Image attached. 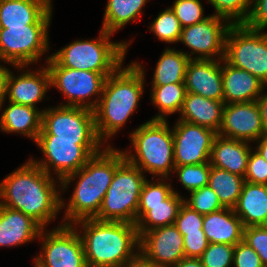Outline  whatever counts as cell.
<instances>
[{"label": "cell", "mask_w": 267, "mask_h": 267, "mask_svg": "<svg viewBox=\"0 0 267 267\" xmlns=\"http://www.w3.org/2000/svg\"><path fill=\"white\" fill-rule=\"evenodd\" d=\"M50 177L28 161L0 183V205L24 213L44 229L64 206Z\"/></svg>", "instance_id": "cell-1"}, {"label": "cell", "mask_w": 267, "mask_h": 267, "mask_svg": "<svg viewBox=\"0 0 267 267\" xmlns=\"http://www.w3.org/2000/svg\"><path fill=\"white\" fill-rule=\"evenodd\" d=\"M224 101L205 98L201 95L186 92L181 108V118L188 123L203 126L219 132L222 125Z\"/></svg>", "instance_id": "cell-25"}, {"label": "cell", "mask_w": 267, "mask_h": 267, "mask_svg": "<svg viewBox=\"0 0 267 267\" xmlns=\"http://www.w3.org/2000/svg\"><path fill=\"white\" fill-rule=\"evenodd\" d=\"M49 25L0 28V59L20 68L38 61L48 44Z\"/></svg>", "instance_id": "cell-10"}, {"label": "cell", "mask_w": 267, "mask_h": 267, "mask_svg": "<svg viewBox=\"0 0 267 267\" xmlns=\"http://www.w3.org/2000/svg\"><path fill=\"white\" fill-rule=\"evenodd\" d=\"M170 8L182 28L203 22L209 18V16L203 17V7L199 0H176Z\"/></svg>", "instance_id": "cell-38"}, {"label": "cell", "mask_w": 267, "mask_h": 267, "mask_svg": "<svg viewBox=\"0 0 267 267\" xmlns=\"http://www.w3.org/2000/svg\"><path fill=\"white\" fill-rule=\"evenodd\" d=\"M222 66L224 104L253 102L264 90L263 82L248 71L228 64Z\"/></svg>", "instance_id": "cell-21"}, {"label": "cell", "mask_w": 267, "mask_h": 267, "mask_svg": "<svg viewBox=\"0 0 267 267\" xmlns=\"http://www.w3.org/2000/svg\"><path fill=\"white\" fill-rule=\"evenodd\" d=\"M41 112L39 135H54V139L99 140L93 110L62 104Z\"/></svg>", "instance_id": "cell-12"}, {"label": "cell", "mask_w": 267, "mask_h": 267, "mask_svg": "<svg viewBox=\"0 0 267 267\" xmlns=\"http://www.w3.org/2000/svg\"><path fill=\"white\" fill-rule=\"evenodd\" d=\"M173 267H203V264L200 258L185 257Z\"/></svg>", "instance_id": "cell-49"}, {"label": "cell", "mask_w": 267, "mask_h": 267, "mask_svg": "<svg viewBox=\"0 0 267 267\" xmlns=\"http://www.w3.org/2000/svg\"><path fill=\"white\" fill-rule=\"evenodd\" d=\"M56 228L46 236L44 229L41 230L39 237H45L44 252L35 258V267H88L79 232L73 225L62 224Z\"/></svg>", "instance_id": "cell-13"}, {"label": "cell", "mask_w": 267, "mask_h": 267, "mask_svg": "<svg viewBox=\"0 0 267 267\" xmlns=\"http://www.w3.org/2000/svg\"><path fill=\"white\" fill-rule=\"evenodd\" d=\"M257 104L260 110L262 124L264 129V135H267V94L260 95L257 98Z\"/></svg>", "instance_id": "cell-47"}, {"label": "cell", "mask_w": 267, "mask_h": 267, "mask_svg": "<svg viewBox=\"0 0 267 267\" xmlns=\"http://www.w3.org/2000/svg\"><path fill=\"white\" fill-rule=\"evenodd\" d=\"M216 10V16L222 17L232 24H244L251 12L253 0H208ZM250 9V10H249ZM236 18V19H235Z\"/></svg>", "instance_id": "cell-33"}, {"label": "cell", "mask_w": 267, "mask_h": 267, "mask_svg": "<svg viewBox=\"0 0 267 267\" xmlns=\"http://www.w3.org/2000/svg\"><path fill=\"white\" fill-rule=\"evenodd\" d=\"M233 209L244 227L267 225V185L245 182Z\"/></svg>", "instance_id": "cell-26"}, {"label": "cell", "mask_w": 267, "mask_h": 267, "mask_svg": "<svg viewBox=\"0 0 267 267\" xmlns=\"http://www.w3.org/2000/svg\"><path fill=\"white\" fill-rule=\"evenodd\" d=\"M190 193V200L186 199L184 203L199 214L206 215L225 208L208 185Z\"/></svg>", "instance_id": "cell-37"}, {"label": "cell", "mask_w": 267, "mask_h": 267, "mask_svg": "<svg viewBox=\"0 0 267 267\" xmlns=\"http://www.w3.org/2000/svg\"><path fill=\"white\" fill-rule=\"evenodd\" d=\"M265 85H267V80L263 83V88H265Z\"/></svg>", "instance_id": "cell-51"}, {"label": "cell", "mask_w": 267, "mask_h": 267, "mask_svg": "<svg viewBox=\"0 0 267 267\" xmlns=\"http://www.w3.org/2000/svg\"><path fill=\"white\" fill-rule=\"evenodd\" d=\"M145 181L139 197L137 209V222L148 212V205L162 204V202L174 191L171 184Z\"/></svg>", "instance_id": "cell-34"}, {"label": "cell", "mask_w": 267, "mask_h": 267, "mask_svg": "<svg viewBox=\"0 0 267 267\" xmlns=\"http://www.w3.org/2000/svg\"><path fill=\"white\" fill-rule=\"evenodd\" d=\"M245 183L244 177L211 166L208 186L224 207L234 208Z\"/></svg>", "instance_id": "cell-30"}, {"label": "cell", "mask_w": 267, "mask_h": 267, "mask_svg": "<svg viewBox=\"0 0 267 267\" xmlns=\"http://www.w3.org/2000/svg\"><path fill=\"white\" fill-rule=\"evenodd\" d=\"M97 40H77L54 53L51 57L61 66L111 75L124 60L130 43L110 42L109 33L103 29Z\"/></svg>", "instance_id": "cell-6"}, {"label": "cell", "mask_w": 267, "mask_h": 267, "mask_svg": "<svg viewBox=\"0 0 267 267\" xmlns=\"http://www.w3.org/2000/svg\"><path fill=\"white\" fill-rule=\"evenodd\" d=\"M224 60L264 83L267 80V33L244 24H232L225 40Z\"/></svg>", "instance_id": "cell-9"}, {"label": "cell", "mask_w": 267, "mask_h": 267, "mask_svg": "<svg viewBox=\"0 0 267 267\" xmlns=\"http://www.w3.org/2000/svg\"><path fill=\"white\" fill-rule=\"evenodd\" d=\"M244 225L233 208L204 215L203 231L209 243L237 245L243 241Z\"/></svg>", "instance_id": "cell-23"}, {"label": "cell", "mask_w": 267, "mask_h": 267, "mask_svg": "<svg viewBox=\"0 0 267 267\" xmlns=\"http://www.w3.org/2000/svg\"><path fill=\"white\" fill-rule=\"evenodd\" d=\"M224 18L212 15L205 21L182 28L181 42L193 50L190 54L200 53L194 59H213L217 54L222 61L225 54V40L232 21L225 23ZM223 21V22H222Z\"/></svg>", "instance_id": "cell-15"}, {"label": "cell", "mask_w": 267, "mask_h": 267, "mask_svg": "<svg viewBox=\"0 0 267 267\" xmlns=\"http://www.w3.org/2000/svg\"><path fill=\"white\" fill-rule=\"evenodd\" d=\"M190 59L193 58L187 52L167 48L157 62L152 85L184 83L186 67Z\"/></svg>", "instance_id": "cell-29"}, {"label": "cell", "mask_w": 267, "mask_h": 267, "mask_svg": "<svg viewBox=\"0 0 267 267\" xmlns=\"http://www.w3.org/2000/svg\"><path fill=\"white\" fill-rule=\"evenodd\" d=\"M186 92L223 101L222 66L214 59H190L184 78Z\"/></svg>", "instance_id": "cell-18"}, {"label": "cell", "mask_w": 267, "mask_h": 267, "mask_svg": "<svg viewBox=\"0 0 267 267\" xmlns=\"http://www.w3.org/2000/svg\"><path fill=\"white\" fill-rule=\"evenodd\" d=\"M233 265L235 267H264L258 254L244 241L235 245Z\"/></svg>", "instance_id": "cell-43"}, {"label": "cell", "mask_w": 267, "mask_h": 267, "mask_svg": "<svg viewBox=\"0 0 267 267\" xmlns=\"http://www.w3.org/2000/svg\"><path fill=\"white\" fill-rule=\"evenodd\" d=\"M151 90L152 102L154 105H157L161 112L151 120L165 121L167 115L181 111L186 95V87L184 83L152 85Z\"/></svg>", "instance_id": "cell-32"}, {"label": "cell", "mask_w": 267, "mask_h": 267, "mask_svg": "<svg viewBox=\"0 0 267 267\" xmlns=\"http://www.w3.org/2000/svg\"><path fill=\"white\" fill-rule=\"evenodd\" d=\"M204 215L199 214L185 203L180 207L174 225L182 235L203 231Z\"/></svg>", "instance_id": "cell-40"}, {"label": "cell", "mask_w": 267, "mask_h": 267, "mask_svg": "<svg viewBox=\"0 0 267 267\" xmlns=\"http://www.w3.org/2000/svg\"><path fill=\"white\" fill-rule=\"evenodd\" d=\"M141 251L159 267H173L183 258V235L173 225L157 227L140 236Z\"/></svg>", "instance_id": "cell-16"}, {"label": "cell", "mask_w": 267, "mask_h": 267, "mask_svg": "<svg viewBox=\"0 0 267 267\" xmlns=\"http://www.w3.org/2000/svg\"><path fill=\"white\" fill-rule=\"evenodd\" d=\"M122 267H159L148 259L141 251L128 260Z\"/></svg>", "instance_id": "cell-46"}, {"label": "cell", "mask_w": 267, "mask_h": 267, "mask_svg": "<svg viewBox=\"0 0 267 267\" xmlns=\"http://www.w3.org/2000/svg\"><path fill=\"white\" fill-rule=\"evenodd\" d=\"M259 146H257L256 152L259 153L267 161V135H262L259 139Z\"/></svg>", "instance_id": "cell-50"}, {"label": "cell", "mask_w": 267, "mask_h": 267, "mask_svg": "<svg viewBox=\"0 0 267 267\" xmlns=\"http://www.w3.org/2000/svg\"><path fill=\"white\" fill-rule=\"evenodd\" d=\"M46 62L51 77V86L59 89L68 99L65 106L94 110L98 100L93 102L85 100L95 94L101 97L106 78L110 75L61 67L51 56Z\"/></svg>", "instance_id": "cell-11"}, {"label": "cell", "mask_w": 267, "mask_h": 267, "mask_svg": "<svg viewBox=\"0 0 267 267\" xmlns=\"http://www.w3.org/2000/svg\"><path fill=\"white\" fill-rule=\"evenodd\" d=\"M210 170V162H206L194 165L175 166L173 172L179 174V180L184 188L192 192L208 185Z\"/></svg>", "instance_id": "cell-35"}, {"label": "cell", "mask_w": 267, "mask_h": 267, "mask_svg": "<svg viewBox=\"0 0 267 267\" xmlns=\"http://www.w3.org/2000/svg\"><path fill=\"white\" fill-rule=\"evenodd\" d=\"M245 182L267 185V161L256 151H250Z\"/></svg>", "instance_id": "cell-42"}, {"label": "cell", "mask_w": 267, "mask_h": 267, "mask_svg": "<svg viewBox=\"0 0 267 267\" xmlns=\"http://www.w3.org/2000/svg\"><path fill=\"white\" fill-rule=\"evenodd\" d=\"M125 160L123 151L111 146L93 155L77 172L63 178L62 190L72 179L79 178L67 204L64 225H72L83 219L95 218L100 211L106 192L112 182L116 168ZM79 175V176H78Z\"/></svg>", "instance_id": "cell-2"}, {"label": "cell", "mask_w": 267, "mask_h": 267, "mask_svg": "<svg viewBox=\"0 0 267 267\" xmlns=\"http://www.w3.org/2000/svg\"><path fill=\"white\" fill-rule=\"evenodd\" d=\"M243 241L258 254L264 267H267V225L245 227Z\"/></svg>", "instance_id": "cell-41"}, {"label": "cell", "mask_w": 267, "mask_h": 267, "mask_svg": "<svg viewBox=\"0 0 267 267\" xmlns=\"http://www.w3.org/2000/svg\"><path fill=\"white\" fill-rule=\"evenodd\" d=\"M44 153L45 161H31L50 175V167L58 175L59 182L77 172L87 161L99 153L100 140L54 139V135H38L35 141ZM100 144V145H99ZM49 162V163H48Z\"/></svg>", "instance_id": "cell-8"}, {"label": "cell", "mask_w": 267, "mask_h": 267, "mask_svg": "<svg viewBox=\"0 0 267 267\" xmlns=\"http://www.w3.org/2000/svg\"><path fill=\"white\" fill-rule=\"evenodd\" d=\"M175 166L209 162L215 137L212 129L178 120L173 127Z\"/></svg>", "instance_id": "cell-14"}, {"label": "cell", "mask_w": 267, "mask_h": 267, "mask_svg": "<svg viewBox=\"0 0 267 267\" xmlns=\"http://www.w3.org/2000/svg\"><path fill=\"white\" fill-rule=\"evenodd\" d=\"M145 181L143 172L125 159L116 168L95 219L136 224L139 197Z\"/></svg>", "instance_id": "cell-7"}, {"label": "cell", "mask_w": 267, "mask_h": 267, "mask_svg": "<svg viewBox=\"0 0 267 267\" xmlns=\"http://www.w3.org/2000/svg\"><path fill=\"white\" fill-rule=\"evenodd\" d=\"M42 112L36 107L10 102L0 118L1 130L17 132L36 141L41 131Z\"/></svg>", "instance_id": "cell-27"}, {"label": "cell", "mask_w": 267, "mask_h": 267, "mask_svg": "<svg viewBox=\"0 0 267 267\" xmlns=\"http://www.w3.org/2000/svg\"><path fill=\"white\" fill-rule=\"evenodd\" d=\"M43 228L31 217L0 205V247H12L39 237Z\"/></svg>", "instance_id": "cell-24"}, {"label": "cell", "mask_w": 267, "mask_h": 267, "mask_svg": "<svg viewBox=\"0 0 267 267\" xmlns=\"http://www.w3.org/2000/svg\"><path fill=\"white\" fill-rule=\"evenodd\" d=\"M235 246L230 244L209 243L200 257L203 267H230L233 263Z\"/></svg>", "instance_id": "cell-39"}, {"label": "cell", "mask_w": 267, "mask_h": 267, "mask_svg": "<svg viewBox=\"0 0 267 267\" xmlns=\"http://www.w3.org/2000/svg\"><path fill=\"white\" fill-rule=\"evenodd\" d=\"M183 241L186 258H200L209 245L204 232H193L183 235Z\"/></svg>", "instance_id": "cell-44"}, {"label": "cell", "mask_w": 267, "mask_h": 267, "mask_svg": "<svg viewBox=\"0 0 267 267\" xmlns=\"http://www.w3.org/2000/svg\"><path fill=\"white\" fill-rule=\"evenodd\" d=\"M147 0H108L102 29L114 33L125 24L139 18Z\"/></svg>", "instance_id": "cell-31"}, {"label": "cell", "mask_w": 267, "mask_h": 267, "mask_svg": "<svg viewBox=\"0 0 267 267\" xmlns=\"http://www.w3.org/2000/svg\"><path fill=\"white\" fill-rule=\"evenodd\" d=\"M130 137L138 158L125 152V159L142 172L167 178L169 171L175 168L173 133L167 121L149 120Z\"/></svg>", "instance_id": "cell-5"}, {"label": "cell", "mask_w": 267, "mask_h": 267, "mask_svg": "<svg viewBox=\"0 0 267 267\" xmlns=\"http://www.w3.org/2000/svg\"><path fill=\"white\" fill-rule=\"evenodd\" d=\"M150 32L162 41L176 43L180 40L182 27L171 8L161 12L150 27Z\"/></svg>", "instance_id": "cell-36"}, {"label": "cell", "mask_w": 267, "mask_h": 267, "mask_svg": "<svg viewBox=\"0 0 267 267\" xmlns=\"http://www.w3.org/2000/svg\"><path fill=\"white\" fill-rule=\"evenodd\" d=\"M218 135L246 142L256 141L264 135L257 101L224 104Z\"/></svg>", "instance_id": "cell-17"}, {"label": "cell", "mask_w": 267, "mask_h": 267, "mask_svg": "<svg viewBox=\"0 0 267 267\" xmlns=\"http://www.w3.org/2000/svg\"><path fill=\"white\" fill-rule=\"evenodd\" d=\"M51 0H0V28L49 25Z\"/></svg>", "instance_id": "cell-19"}, {"label": "cell", "mask_w": 267, "mask_h": 267, "mask_svg": "<svg viewBox=\"0 0 267 267\" xmlns=\"http://www.w3.org/2000/svg\"><path fill=\"white\" fill-rule=\"evenodd\" d=\"M81 224L84 254L88 267H122L140 247L136 224L120 221L83 219Z\"/></svg>", "instance_id": "cell-4"}, {"label": "cell", "mask_w": 267, "mask_h": 267, "mask_svg": "<svg viewBox=\"0 0 267 267\" xmlns=\"http://www.w3.org/2000/svg\"><path fill=\"white\" fill-rule=\"evenodd\" d=\"M50 86L51 77L47 67L36 73H22L17 78L10 72L6 95L9 96V102L36 107L35 104L42 101Z\"/></svg>", "instance_id": "cell-20"}, {"label": "cell", "mask_w": 267, "mask_h": 267, "mask_svg": "<svg viewBox=\"0 0 267 267\" xmlns=\"http://www.w3.org/2000/svg\"><path fill=\"white\" fill-rule=\"evenodd\" d=\"M253 3L254 8L251 9L244 25L247 28L262 31L267 27V0H253Z\"/></svg>", "instance_id": "cell-45"}, {"label": "cell", "mask_w": 267, "mask_h": 267, "mask_svg": "<svg viewBox=\"0 0 267 267\" xmlns=\"http://www.w3.org/2000/svg\"><path fill=\"white\" fill-rule=\"evenodd\" d=\"M183 203L184 198L173 191L162 204L148 205V212L136 223L139 237L154 228L173 225Z\"/></svg>", "instance_id": "cell-28"}, {"label": "cell", "mask_w": 267, "mask_h": 267, "mask_svg": "<svg viewBox=\"0 0 267 267\" xmlns=\"http://www.w3.org/2000/svg\"><path fill=\"white\" fill-rule=\"evenodd\" d=\"M9 73V69L0 66V109L2 107L3 102L5 101L4 99L6 98V86Z\"/></svg>", "instance_id": "cell-48"}, {"label": "cell", "mask_w": 267, "mask_h": 267, "mask_svg": "<svg viewBox=\"0 0 267 267\" xmlns=\"http://www.w3.org/2000/svg\"><path fill=\"white\" fill-rule=\"evenodd\" d=\"M251 147L248 142L217 135L213 142L210 165L230 173L245 176Z\"/></svg>", "instance_id": "cell-22"}, {"label": "cell", "mask_w": 267, "mask_h": 267, "mask_svg": "<svg viewBox=\"0 0 267 267\" xmlns=\"http://www.w3.org/2000/svg\"><path fill=\"white\" fill-rule=\"evenodd\" d=\"M144 70L139 63L121 66L106 78L94 108L96 133L101 142L116 134L137 108L143 93ZM103 140V141H102Z\"/></svg>", "instance_id": "cell-3"}]
</instances>
